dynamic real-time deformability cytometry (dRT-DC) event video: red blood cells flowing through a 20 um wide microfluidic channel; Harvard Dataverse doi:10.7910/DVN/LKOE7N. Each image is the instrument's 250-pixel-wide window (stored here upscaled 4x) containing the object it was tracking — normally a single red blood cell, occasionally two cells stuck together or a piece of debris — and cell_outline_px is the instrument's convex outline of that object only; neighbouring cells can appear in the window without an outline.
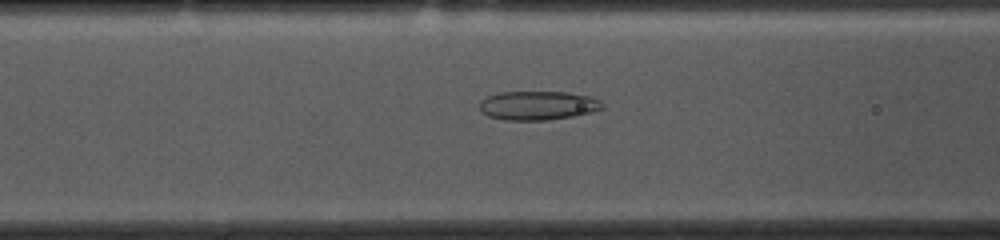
{"species": "common noctule bat (a hibernating species)", "species_latin": "Nyctalus noctula", "temperature_condition": "cold", "stored_images_in_passage": 52, "camera_frame_rate_fps": 3000, "um_per_image_px": 0.085, "animal": {"sex": "female", "body_mass_g": 10.0, "forearm_length_mm": 53.1}, "frame": {"image": 1, "passage_image": 19, "time_ms": 6.0, "image_size_px": [1000, 240], "cell_outline_px": [[604, 108], [592, 112], [576, 116], [544, 120], [504, 120], [488, 116], [480, 112], [480, 100], [488, 96], [500, 92], [568, 92], [588, 96], [600, 100], [604, 104]], "centroid_in_image_um": [45.72, 8.97], "position_along_channel_um": 120.9, "area_um2": 20.87}}
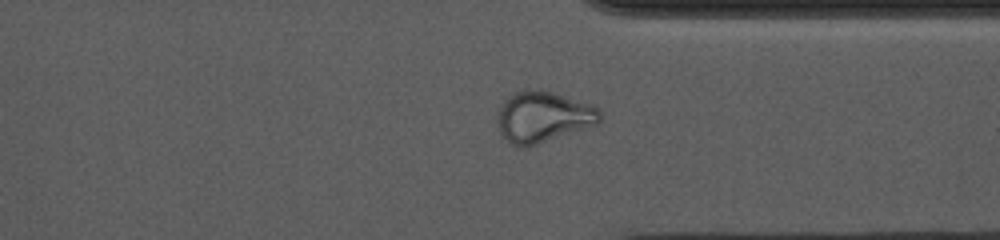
{"frame": {"image": 2, "passage_image": 39, "time_ms": 12.667, "image_size_px": [1000, 240], "cell_outline_px": [[600, 120], [596, 124], [536, 144], [520, 148], [512, 144], [500, 132], [496, 120], [500, 108], [504, 100], [508, 96], [516, 92], [528, 88], [552, 92], [592, 104], [600, 108]], "centroid_in_image_um": [46.15, 9.91], "position_along_channel_um": 365.3, "area_um2": 30.11}}
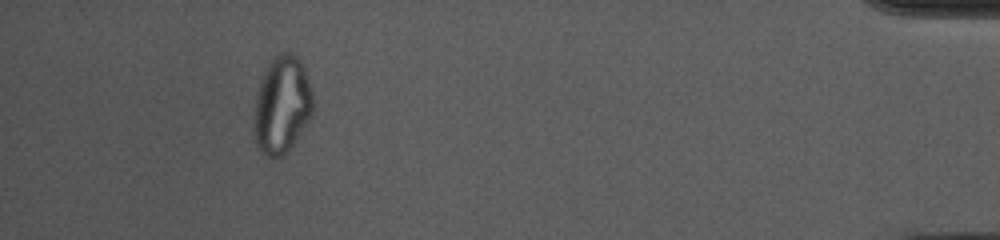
{"frame": {"image": 3, "passage_image": 48, "time_ms": 15.667, "image_size_px": [1000, 240], "cell_outline_px": [[312, 116], [284, 156], [268, 156], [252, 140], [252, 124], [256, 92], [260, 80], [268, 64], [280, 52], [292, 52], [304, 64], [312, 92]], "centroid_in_image_um": [23.93, 8.91], "position_along_channel_um": 411.3, "area_um2": 33.81}, "authors_computed_cell_mechanics": {"area_um2": 27.2238, "velocity_mm_per_s": 3.6941, "shape_relaxation_time_tau1_ms": null, "shape_relaxation_time_tau2_ms": 1.8669, "deformation_change_tau1": null, "deformation_change_tau2": 0.0845}}